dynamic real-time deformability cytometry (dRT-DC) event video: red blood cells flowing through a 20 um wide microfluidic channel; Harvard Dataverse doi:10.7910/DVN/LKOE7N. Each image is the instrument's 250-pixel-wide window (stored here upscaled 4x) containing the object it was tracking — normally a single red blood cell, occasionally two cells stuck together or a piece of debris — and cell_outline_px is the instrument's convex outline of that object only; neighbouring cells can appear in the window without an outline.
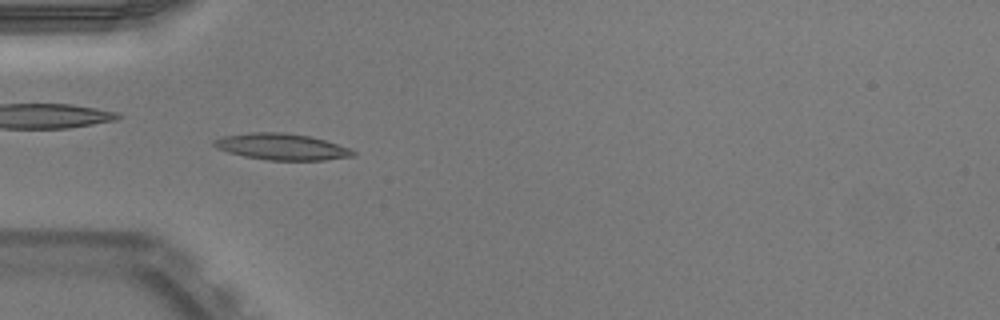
{"species": "Egyptian fruit bat (a non-hibernating species)", "species_latin": "Rousettus aegyptiacus", "temperature_condition": "warm", "stored_images_in_passage": 39, "camera_frame_rate_fps": 3000, "um_per_image_px": 0.085, "animal": {"sex": "male"}, "frame": {"image": 1, "passage_image": 11, "time_ms": 3.333, "image_size_px": [1000, 320], "cell_outline_px": [[356, 156], [324, 160], [268, 160], [244, 156], [228, 152], [216, 148], [212, 144], [212, 140], [224, 136], [248, 132], [284, 132], [308, 136], [324, 140], [348, 148], [356, 152]], "centroid_in_image_um": [23.91, 12.47], "position_along_channel_um": 61.1, "area_um2": 21.33}}
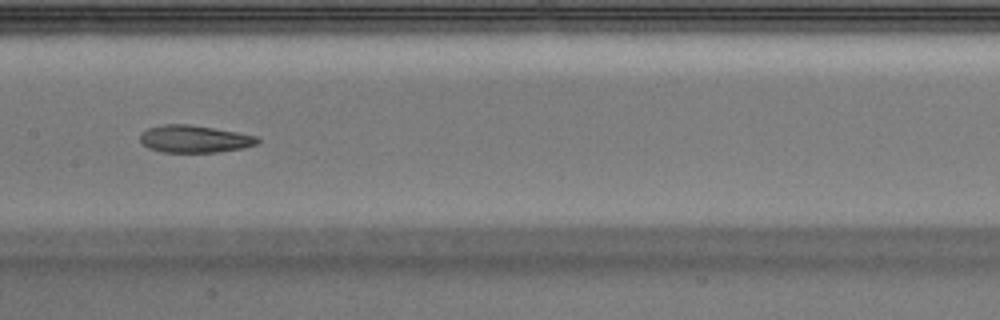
{"frame": {"image": 2, "passage_image": 21, "time_ms": 6.667, "image_size_px": [1000, 320], "cell_outline_px": [[260, 140], [256, 144], [244, 148], [220, 152], [160, 152], [148, 148], [140, 140], [140, 136], [148, 128], [164, 124], [188, 124], [236, 132], [256, 136]], "centroid_in_image_um": [16.53, 11.82], "position_along_channel_um": 190.9, "area_um2": 18.55}, "authors_computed_cell_mechanics": {"area_um2": 19.7098, "velocity_mm_per_s": 3.9563, "shape_relaxation_time_tau1_ms": null, "shape_relaxation_time_tau2_ms": 2.0603, "deformation_change_tau1": null, "deformation_change_tau2": 0.086}}